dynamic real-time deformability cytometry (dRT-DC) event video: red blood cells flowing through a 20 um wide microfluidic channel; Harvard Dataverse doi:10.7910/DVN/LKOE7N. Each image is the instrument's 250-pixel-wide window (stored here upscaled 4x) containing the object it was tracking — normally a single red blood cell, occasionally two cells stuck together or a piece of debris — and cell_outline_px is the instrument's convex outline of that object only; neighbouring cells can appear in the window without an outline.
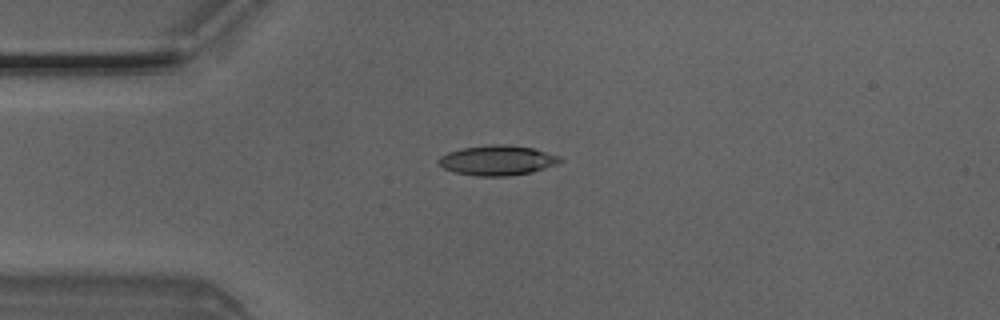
{"species": "Egyptian fruit bat (a non-hibernating species)", "species_latin": "Rousettus aegyptiacus", "temperature_condition": "room temperature", "stored_images_in_passage": 4, "camera_frame_rate_fps": 3000, "um_per_image_px": 0.085, "animal": {"sex": "male"}, "frame": {"image": 1, "passage_image": 4, "time_ms": 1.0, "image_size_px": [1000, 320], "cell_outline_px": [[564, 160], [556, 164], [532, 172], [508, 176], [476, 176], [456, 172], [444, 168], [436, 160], [440, 156], [448, 152], [464, 148], [492, 144], [504, 144], [532, 148], [560, 156]], "centroid_in_image_um": [42.28, 13.63], "position_along_channel_um": 42.7, "area_um2": 21.04}}